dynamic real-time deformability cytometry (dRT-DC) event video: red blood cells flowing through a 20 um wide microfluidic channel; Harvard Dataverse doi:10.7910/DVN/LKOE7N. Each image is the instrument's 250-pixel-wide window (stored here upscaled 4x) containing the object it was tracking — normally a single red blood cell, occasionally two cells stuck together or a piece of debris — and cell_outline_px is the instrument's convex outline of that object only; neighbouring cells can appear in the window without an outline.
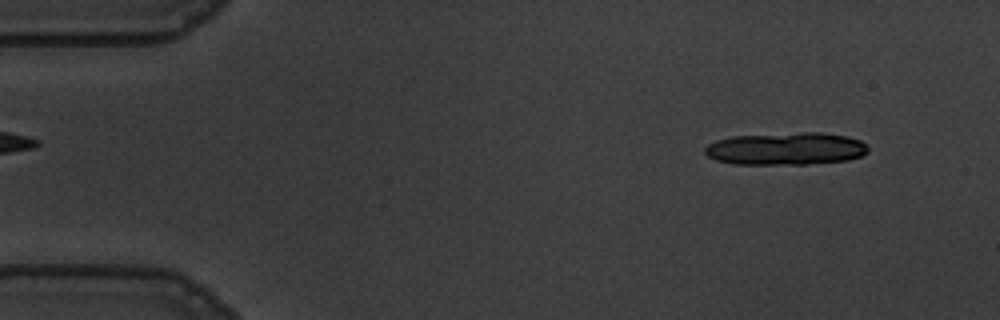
{"species": "common noctule bat (a hibernating species)", "species_latin": "Nyctalus noctula", "temperature_condition": "warm", "stored_images_in_passage": 15, "camera_frame_rate_fps": 3000, "um_per_image_px": 0.085, "animal": {"sex": "male", "body_mass_g": 19.5, "forearm_length_mm": 54.6}, "frame": {"image": 1, "passage_image": 4, "time_ms": 1.0, "image_size_px": [1000, 320], "cell_outline_px": [[868, 152], [860, 156], [848, 160], [804, 164], [732, 164], [716, 160], [708, 156], [704, 152], [704, 148], [708, 144], [716, 140], [732, 136], [804, 132], [820, 132], [848, 136], [860, 140], [868, 148]], "centroid_in_image_um": [66.79, 12.64], "position_along_channel_um": 18.2, "area_um2": 30.98}}